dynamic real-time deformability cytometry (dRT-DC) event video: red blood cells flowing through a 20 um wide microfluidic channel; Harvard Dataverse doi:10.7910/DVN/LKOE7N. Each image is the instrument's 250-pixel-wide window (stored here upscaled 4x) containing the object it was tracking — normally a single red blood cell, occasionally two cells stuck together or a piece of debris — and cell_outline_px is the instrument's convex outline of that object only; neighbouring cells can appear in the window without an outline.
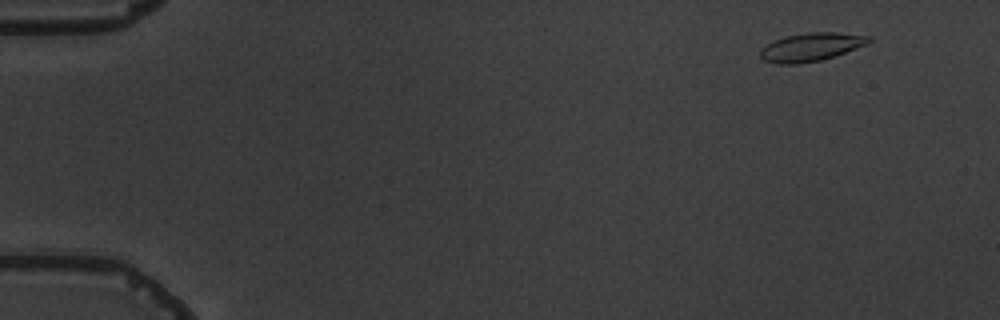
{"species": "common noctule bat (a hibernating species)", "species_latin": "Nyctalus noctula", "temperature_condition": "warm", "stored_images_in_passage": 5, "camera_frame_rate_fps": 3000, "um_per_image_px": 0.085, "animal": {"sex": "male", "body_mass_g": 19.5, "forearm_length_mm": 54.6}, "frame": {"image": 1, "passage_image": 2, "time_ms": 1.333, "image_size_px": [1000, 320], "cell_outline_px": [[872, 40], [868, 44], [836, 56], [820, 60], [796, 64], [776, 64], [764, 60], [760, 56], [760, 52], [768, 44], [784, 36], [808, 32], [836, 32], [872, 36]], "centroid_in_image_um": [69.0, 3.99], "position_along_channel_um": 16.0, "area_um2": 17.92}}